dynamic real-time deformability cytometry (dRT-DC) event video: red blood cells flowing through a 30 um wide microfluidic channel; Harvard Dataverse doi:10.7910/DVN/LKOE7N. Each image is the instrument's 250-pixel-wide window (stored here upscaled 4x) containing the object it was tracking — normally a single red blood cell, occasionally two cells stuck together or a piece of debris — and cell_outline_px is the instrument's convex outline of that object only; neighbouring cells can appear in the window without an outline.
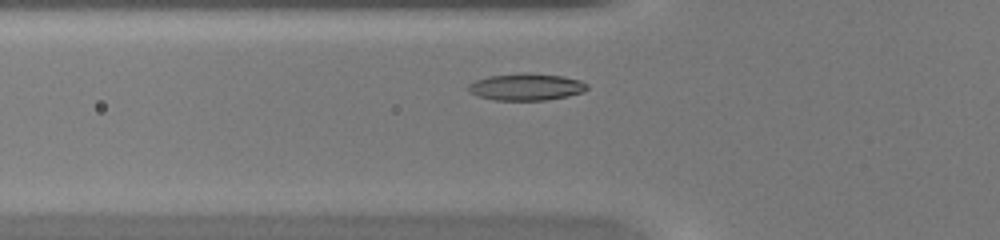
{"species": "common noctule bat (a hibernating species)", "species_latin": "Nyctalus noctula", "temperature_condition": "warm", "stored_images_in_passage": 38, "camera_frame_rate_fps": 3000, "um_per_image_px": 0.085, "animal": {"sex": "female", "body_mass_g": 20.0, "forearm_length_mm": 54.0}, "frame": {"image": 1, "passage_image": 6, "time_ms": 1.667, "image_size_px": [1000, 240], "cell_outline_px": [[588, 88], [584, 92], [568, 96], [544, 100], [492, 100], [468, 92], [468, 84], [476, 80], [488, 76], [524, 72], [564, 76], [580, 80], [588, 84]], "centroid_in_image_um": [44.74, 7.38], "position_along_channel_um": 81.1, "area_um2": 18.79}}
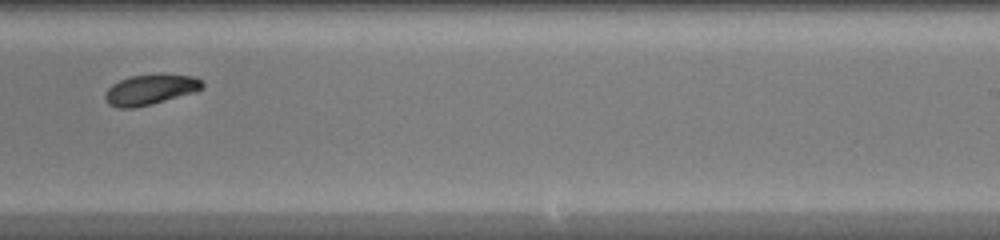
{"frame": {"image": 2, "passage_image": 20, "time_ms": 6.333, "image_size_px": [1000, 240], "cell_outline_px": [[204, 88], [196, 92], [152, 104], [132, 108], [116, 108], [108, 104], [104, 100], [104, 92], [112, 84], [120, 80], [132, 76], [192, 76], [200, 80], [204, 84]], "centroid_in_image_um": [12.72, 7.66], "position_along_channel_um": 276.3, "area_um2": 16.82}}
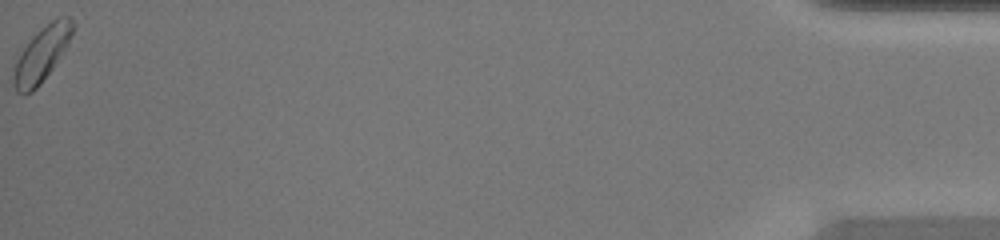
{"frame": {"image": 3, "passage_image": 38, "time_ms": 12.333, "image_size_px": [1000, 240], "cell_outline_px": [[76, 24], [68, 44], [52, 68], [40, 84], [32, 92], [24, 96], [16, 92], [12, 84], [12, 76], [20, 52], [32, 36], [36, 32], [56, 16], [68, 16]], "centroid_in_image_um": [3.54, 4.6], "position_along_channel_um": 431.7, "area_um2": 19.02}, "authors_computed_cell_mechanics": {"area_um2": 17.4267, "velocity_mm_per_s": 4.1848, "shape_relaxation_time_tau1_ms": 4.562, "shape_relaxation_time_tau2_ms": null, "deformation_change_tau1": 0.1639, "deformation_change_tau2": null}}